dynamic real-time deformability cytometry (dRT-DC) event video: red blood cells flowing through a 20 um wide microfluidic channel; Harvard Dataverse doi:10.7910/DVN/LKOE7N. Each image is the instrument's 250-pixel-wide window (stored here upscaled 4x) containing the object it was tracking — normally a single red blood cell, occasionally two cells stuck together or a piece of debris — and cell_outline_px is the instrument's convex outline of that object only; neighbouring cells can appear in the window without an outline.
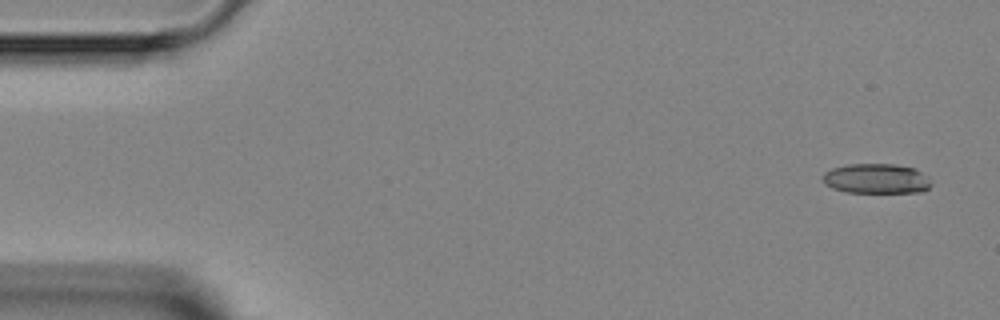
{"species": "Egyptian fruit bat (a non-hibernating species)", "species_latin": "Rousettus aegyptiacus", "temperature_condition": "room temperature", "stored_images_in_passage": 5, "segment_of_instrument_passage": [1, 2], "camera_frame_rate_fps": 3000, "um_per_image_px": 0.085, "animal": {"sex": "female"}, "frame": {"image": 1, "passage_image": 1, "time_ms": 0.0, "image_size_px": [1000, 320], "cell_outline_px": [[932, 184], [924, 192], [848, 192], [832, 188], [824, 184], [824, 172], [832, 168], [848, 164], [896, 164], [916, 168]], "centroid_in_image_um": [74.48, 15.18], "position_along_channel_um": 10.5, "area_um2": 18.79}}